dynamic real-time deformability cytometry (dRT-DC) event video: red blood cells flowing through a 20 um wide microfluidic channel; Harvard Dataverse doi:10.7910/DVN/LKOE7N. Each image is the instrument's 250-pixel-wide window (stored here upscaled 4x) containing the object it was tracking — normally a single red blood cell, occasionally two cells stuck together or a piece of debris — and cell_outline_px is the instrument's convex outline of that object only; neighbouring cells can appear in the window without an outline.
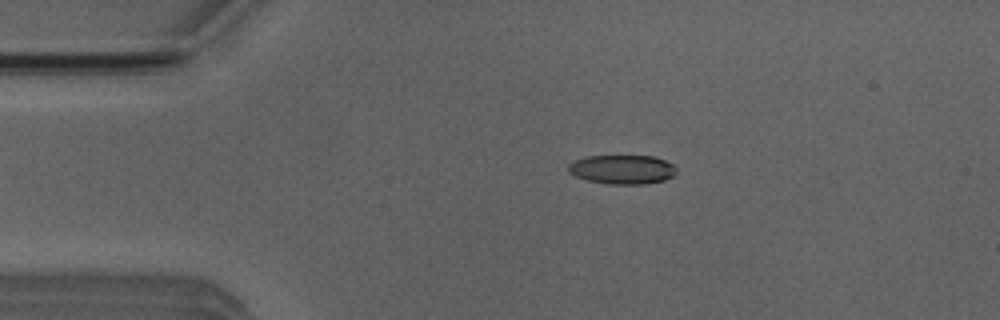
{"species": "Egyptian fruit bat (a non-hibernating species)", "species_latin": "Rousettus aegyptiacus", "temperature_condition": "room temperature", "stored_images_in_passage": 3, "camera_frame_rate_fps": 3000, "um_per_image_px": 0.085, "animal": {"sex": "male"}, "frame": {"image": 1, "passage_image": 2, "time_ms": 1.333, "image_size_px": [1000, 320], "cell_outline_px": [[676, 172], [672, 176], [664, 180], [644, 184], [608, 184], [588, 180], [576, 176], [568, 172], [568, 164], [576, 160], [588, 156], [652, 156], [664, 160], [672, 164], [676, 168]], "centroid_in_image_um": [52.89, 14.4], "position_along_channel_um": 32.1, "area_um2": 18.21}}